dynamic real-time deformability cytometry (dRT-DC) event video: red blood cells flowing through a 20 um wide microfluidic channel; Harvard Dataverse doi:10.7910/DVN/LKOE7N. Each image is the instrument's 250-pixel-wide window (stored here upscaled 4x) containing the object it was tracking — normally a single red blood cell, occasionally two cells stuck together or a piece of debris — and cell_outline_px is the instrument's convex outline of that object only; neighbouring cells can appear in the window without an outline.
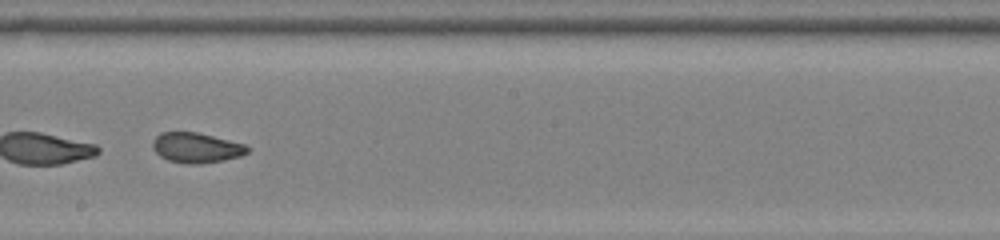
{"species": "common noctule bat (a hibernating species)", "species_latin": "Nyctalus noctula", "temperature_condition": "room temperature", "stored_images_in_passage": 46, "camera_frame_rate_fps": 3000, "um_per_image_px": 0.085, "animal": {"sex": "female", "body_mass_g": 22.0, "forearm_length_mm": 56.7}, "frame": {"image": 1, "passage_image": 27, "time_ms": 8.667, "image_size_px": [1000, 240], "cell_outline_px": [[248, 152], [240, 156], [224, 160], [200, 164], [184, 164], [168, 160], [160, 156], [152, 148], [152, 140], [160, 132], [196, 132], [244, 144], [248, 148]], "centroid_in_image_um": [16.64, 12.56], "position_along_channel_um": 231.6, "area_um2": 16.59}, "authors_computed_cell_mechanics": {"area_um2": 18.2937, "velocity_mm_per_s": 4.0297, "shape_relaxation_time_tau1_ms": 9.7706, "shape_relaxation_time_tau2_ms": 1.2945, "deformation_change_tau1": 0.204, "deformation_change_tau2": 0.0691}}